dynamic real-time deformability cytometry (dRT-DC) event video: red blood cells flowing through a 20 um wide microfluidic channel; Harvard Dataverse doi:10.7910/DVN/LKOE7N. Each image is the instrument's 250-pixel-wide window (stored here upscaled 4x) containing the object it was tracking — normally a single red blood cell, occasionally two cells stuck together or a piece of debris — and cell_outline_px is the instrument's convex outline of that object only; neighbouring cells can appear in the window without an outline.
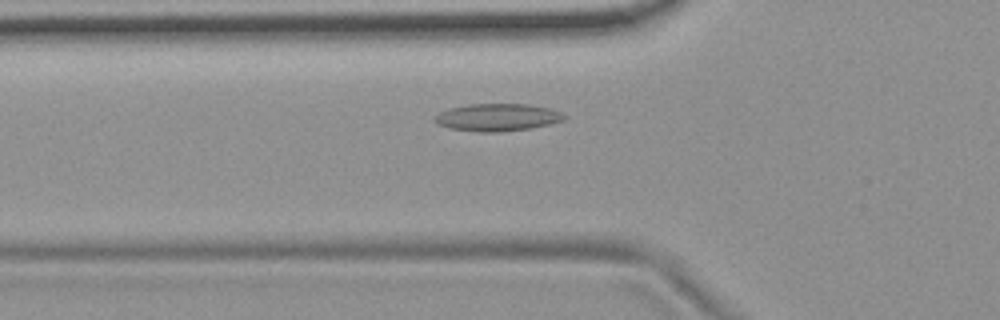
{"species": "common noctule bat (a hibernating species)", "species_latin": "Nyctalus noctula", "temperature_condition": "room temperature", "stored_images_in_passage": 41, "camera_frame_rate_fps": 3000, "um_per_image_px": 0.085, "animal": {"sex": "female", "body_mass_g": 19.9}, "frame": {"image": 1, "passage_image": 5, "time_ms": 1.333, "image_size_px": [1000, 320], "cell_outline_px": [[568, 116], [564, 120], [532, 128], [496, 132], [480, 132], [448, 128], [436, 124], [432, 120], [440, 112], [448, 108], [468, 104], [528, 104], [548, 108], [560, 112]], "centroid_in_image_um": [42.24, 9.97], "position_along_channel_um": 83.6, "area_um2": 20.75}}
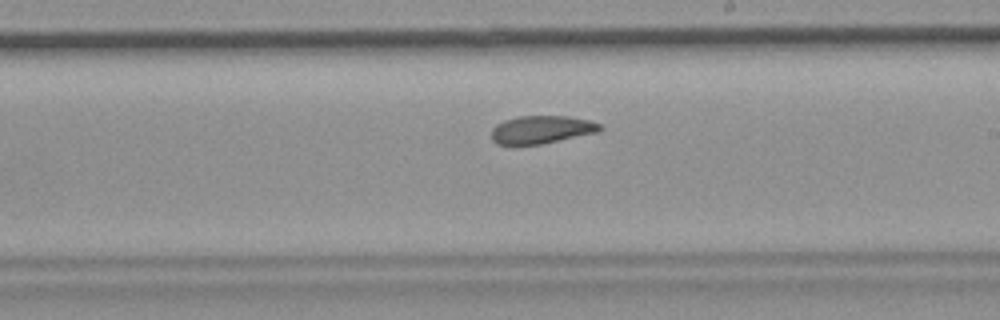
{"frame": {"image": 2, "passage_image": 18, "time_ms": 5.667, "image_size_px": [1000, 320], "cell_outline_px": [[604, 128], [600, 132], [540, 144], [496, 144], [492, 140], [492, 128], [496, 124], [504, 120], [520, 116], [568, 116], [592, 120], [604, 124]], "centroid_in_image_um": [46.11, 11.0], "position_along_channel_um": 242.9, "area_um2": 17.86}}
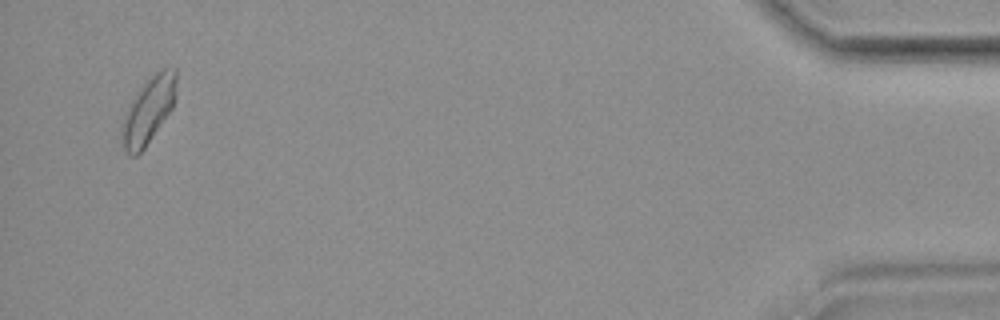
{"frame": {"image": 3, "passage_image": 39, "time_ms": 12.667, "image_size_px": [1000, 320], "cell_outline_px": [[176, 96], [172, 108], [144, 148], [136, 156], [128, 156], [120, 140], [120, 124], [136, 92], [156, 72], [164, 68], [176, 68]], "centroid_in_image_um": [12.59, 9.41], "position_along_channel_um": 422.6, "area_um2": 20.92}, "authors_computed_cell_mechanics": {"area_um2": 18.4382, "velocity_mm_per_s": 3.6804, "shape_relaxation_time_tau1_ms": null, "shape_relaxation_time_tau2_ms": 3.5069, "deformation_change_tau1": null, "deformation_change_tau2": 0.0992}}